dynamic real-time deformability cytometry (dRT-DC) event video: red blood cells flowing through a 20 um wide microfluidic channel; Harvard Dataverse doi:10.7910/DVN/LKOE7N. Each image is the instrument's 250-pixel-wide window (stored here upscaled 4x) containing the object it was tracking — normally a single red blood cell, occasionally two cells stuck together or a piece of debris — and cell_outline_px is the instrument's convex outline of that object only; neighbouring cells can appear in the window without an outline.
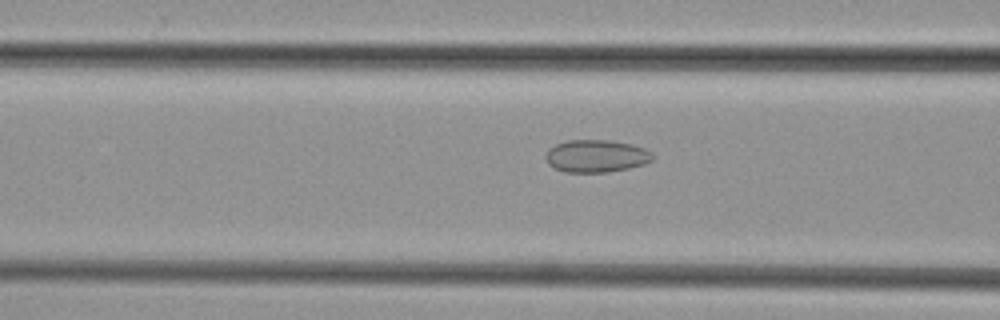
{"species": "common noctule bat (a hibernating species)", "species_latin": "Nyctalus noctula", "temperature_condition": "cold", "stored_images_in_passage": 23, "camera_frame_rate_fps": 3000, "um_per_image_px": 0.085, "animal": {"sex": "female", "body_mass_g": 29.2, "forearm_length_mm": 56.3}, "frame": {"image": 1, "passage_image": 15, "time_ms": 4.667, "image_size_px": [1000, 320], "cell_outline_px": [[652, 160], [644, 164], [628, 168], [608, 172], [564, 172], [548, 164], [544, 156], [548, 148], [556, 144], [568, 140], [608, 140], [632, 144], [644, 148], [652, 152]], "centroid_in_image_um": [50.65, 13.26], "position_along_channel_um": 115.9, "area_um2": 20.29}}
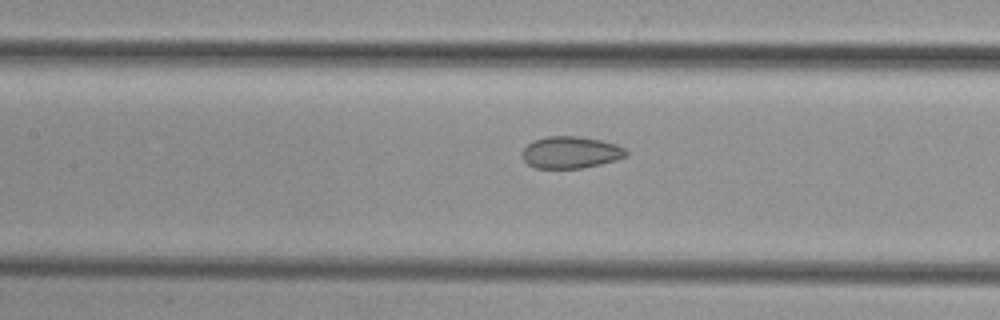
{"frame": {"image": 2, "passage_image": 18, "time_ms": 5.667, "image_size_px": [1000, 320], "cell_outline_px": [[628, 156], [616, 160], [600, 164], [580, 168], [536, 168], [528, 164], [520, 156], [520, 152], [532, 140], [548, 136], [580, 136], [600, 140], [616, 144], [624, 148], [628, 152]], "centroid_in_image_um": [48.49, 12.95], "position_along_channel_um": 158.9, "area_um2": 19.48}}
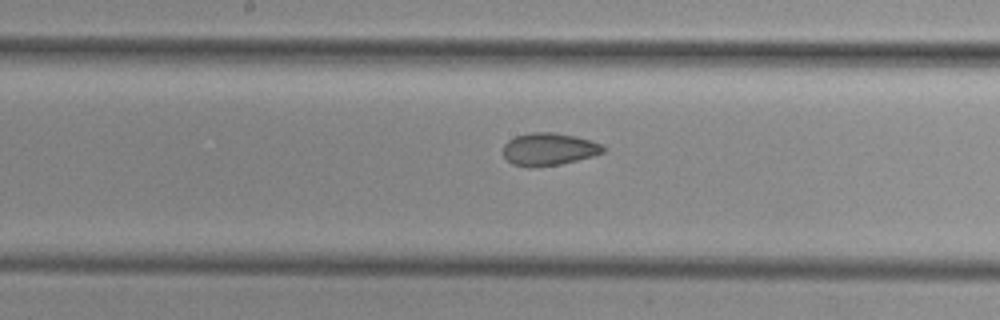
{"frame": {"image": 3, "passage_image": 21, "time_ms": 6.667, "image_size_px": [1000, 320], "cell_outline_px": [[608, 148], [604, 152], [592, 156], [560, 164], [532, 168], [528, 168], [512, 164], [504, 156], [504, 144], [508, 140], [516, 136], [532, 132], [552, 132], [576, 136], [604, 144]], "centroid_in_image_um": [46.68, 12.68], "position_along_channel_um": 201.5, "area_um2": 19.13}}